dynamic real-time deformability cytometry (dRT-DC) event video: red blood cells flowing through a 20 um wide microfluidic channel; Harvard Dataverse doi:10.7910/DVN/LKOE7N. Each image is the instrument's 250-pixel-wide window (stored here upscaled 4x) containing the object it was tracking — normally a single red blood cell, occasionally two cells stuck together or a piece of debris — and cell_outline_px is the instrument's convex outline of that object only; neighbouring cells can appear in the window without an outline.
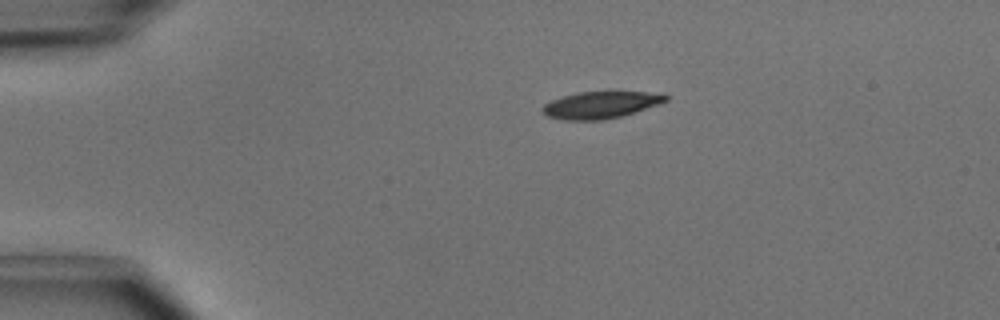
{"species": "common noctule bat (a hibernating species)", "species_latin": "Nyctalus noctula", "temperature_condition": "cold", "stored_images_in_passage": 40, "camera_frame_rate_fps": 3000, "um_per_image_px": 0.085, "animal": {"sex": "male", "body_mass_g": 15.6}, "frame": {"image": 1, "passage_image": 1, "time_ms": 0.0, "image_size_px": [1000, 320], "cell_outline_px": [[668, 100], [660, 104], [636, 112], [604, 120], [564, 120], [548, 116], [540, 108], [544, 104], [552, 100], [564, 96], [580, 92], [664, 92], [668, 96]], "centroid_in_image_um": [51.12, 8.91], "position_along_channel_um": 33.9, "area_um2": 19.36}}
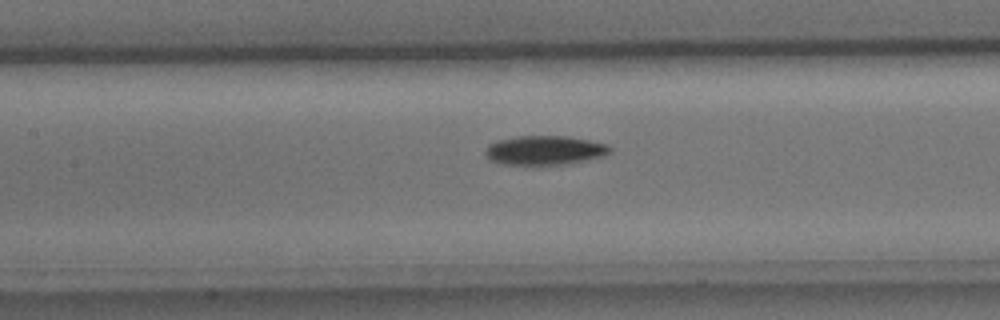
{"frame": {"image": 2, "passage_image": 14, "time_ms": 4.333, "image_size_px": [1000, 320], "cell_outline_px": [[612, 152], [604, 156], [568, 164], [504, 164], [492, 160], [484, 152], [488, 144], [496, 140], [516, 136], [568, 136], [608, 144], [612, 148]], "centroid_in_image_um": [46.33, 12.76], "position_along_channel_um": 161.1, "area_um2": 21.21}}
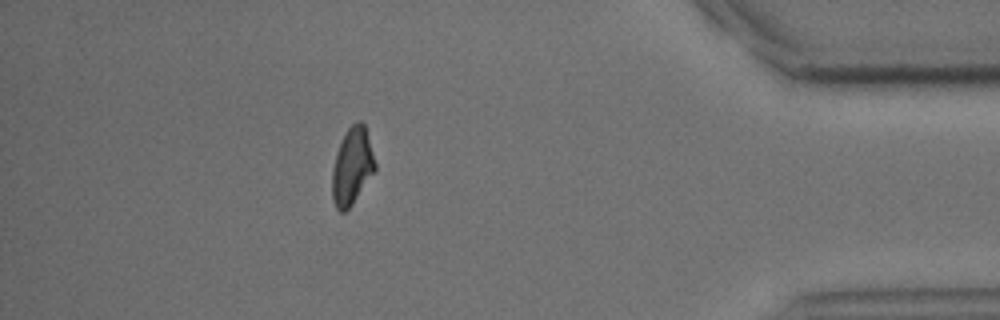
{"frame": {"image": 3, "passage_image": 35, "time_ms": 11.333, "image_size_px": [1000, 320], "cell_outline_px": [[376, 168], [352, 204], [344, 212], [340, 212], [336, 208], [332, 200], [332, 168], [336, 152], [344, 132], [356, 120], [360, 120], [364, 124], [376, 164]], "centroid_in_image_um": [29.9, 14.11], "position_along_channel_um": 405.3, "area_um2": 19.13}, "authors_computed_cell_mechanics": {"area_um2": 20.1433, "velocity_mm_per_s": 4.0612, "shape_relaxation_time_tau1_ms": 3.3298, "shape_relaxation_time_tau2_ms": null, "deformation_change_tau1": 0.135, "deformation_change_tau2": null}}